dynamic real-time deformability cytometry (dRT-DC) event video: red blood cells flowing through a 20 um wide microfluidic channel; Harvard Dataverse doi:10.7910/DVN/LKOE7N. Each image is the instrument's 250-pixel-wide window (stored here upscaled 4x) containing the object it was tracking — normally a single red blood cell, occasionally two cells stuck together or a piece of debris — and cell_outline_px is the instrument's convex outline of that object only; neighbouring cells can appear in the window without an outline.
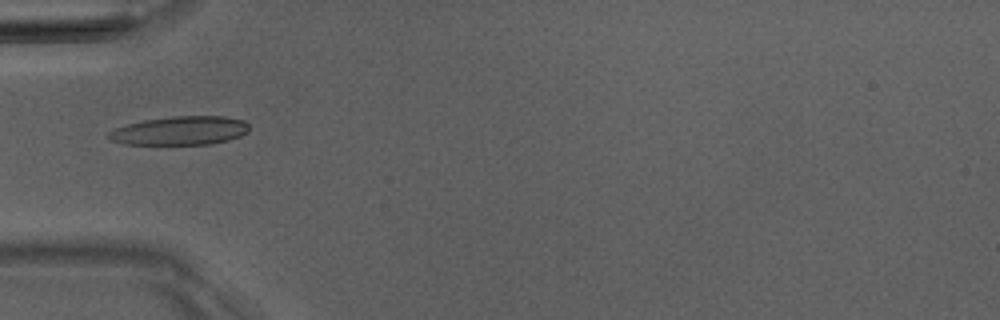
{"species": "Egyptian fruit bat (a non-hibernating species)", "species_latin": "Rousettus aegyptiacus", "temperature_condition": "room temperature", "stored_images_in_passage": 5, "camera_frame_rate_fps": 3000, "um_per_image_px": 0.085, "animal": {"sex": "male"}, "frame": {"image": 1, "passage_image": 4, "time_ms": 4.333, "image_size_px": [1000, 320], "cell_outline_px": [[248, 132], [240, 136], [228, 140], [212, 144], [124, 144], [112, 140], [108, 136], [108, 132], [116, 128], [128, 124], [144, 120], [172, 116], [224, 116], [244, 120], [248, 124]], "centroid_in_image_um": [15.34, 11.1], "position_along_channel_um": 69.7, "area_um2": 23.41}}